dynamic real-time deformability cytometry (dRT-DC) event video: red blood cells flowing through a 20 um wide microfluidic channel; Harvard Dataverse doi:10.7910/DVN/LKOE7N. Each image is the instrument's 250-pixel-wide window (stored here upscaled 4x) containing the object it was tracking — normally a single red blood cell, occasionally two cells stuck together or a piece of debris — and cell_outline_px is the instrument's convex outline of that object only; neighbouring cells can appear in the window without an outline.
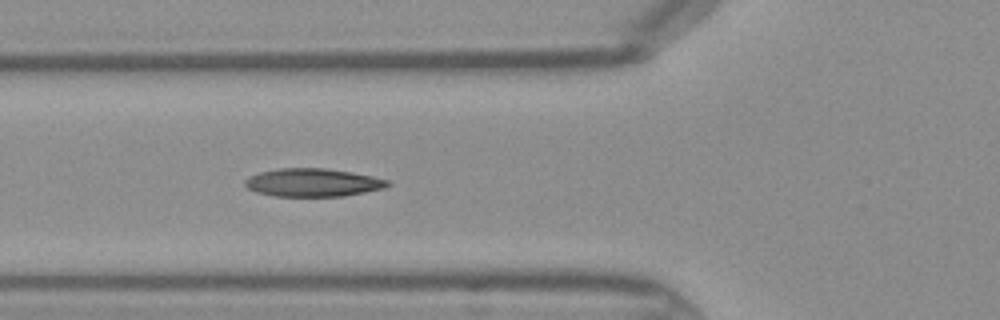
{"species": "Egyptian fruit bat (a non-hibernating species)", "species_latin": "Rousettus aegyptiacus", "temperature_condition": "warm", "stored_images_in_passage": 40, "camera_frame_rate_fps": 3000, "um_per_image_px": 0.085, "frame": {"image": 1, "passage_image": 15, "time_ms": 4.667, "image_size_px": [1000, 320], "cell_outline_px": [[392, 184], [384, 188], [344, 196], [276, 196], [256, 192], [248, 188], [244, 184], [244, 180], [248, 176], [260, 172], [280, 168], [324, 168], [352, 172], [372, 176], [388, 180]], "centroid_in_image_um": [26.58, 15.51], "position_along_channel_um": 99.2, "area_um2": 23.35}}
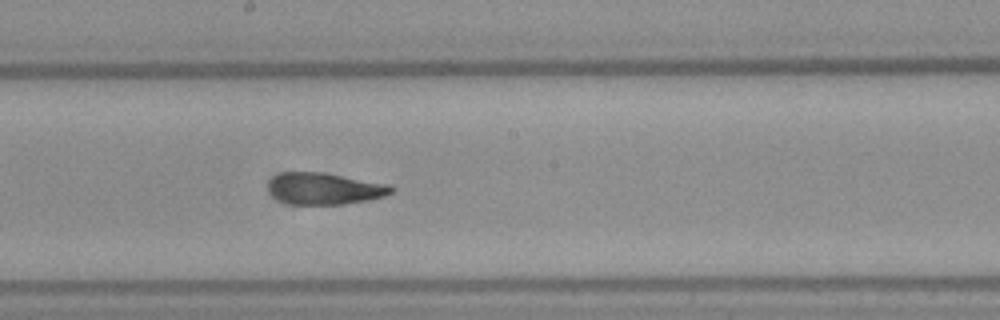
{"frame": {"image": 2, "passage_image": 23, "time_ms": 7.333, "image_size_px": [1000, 320], "cell_outline_px": [[396, 188], [392, 192], [384, 196], [368, 200], [344, 204], [288, 204], [272, 196], [268, 188], [268, 184], [280, 172], [324, 172], [388, 184]], "centroid_in_image_um": [27.6, 16.03], "position_along_channel_um": 220.6, "area_um2": 22.66}}
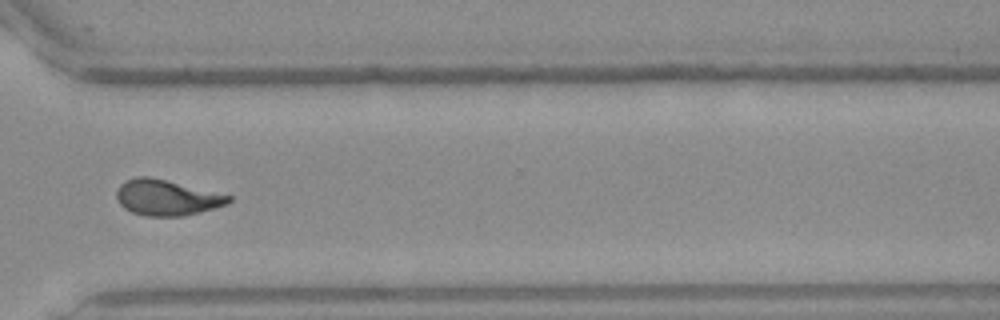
{"frame": {"image": 3, "passage_image": 32, "time_ms": 10.333, "image_size_px": [1000, 320], "cell_outline_px": [[232, 200], [228, 204], [200, 212], [184, 216], [144, 216], [132, 212], [124, 208], [120, 204], [116, 196], [116, 192], [120, 184], [124, 180], [136, 176], [148, 176], [232, 196]], "centroid_in_image_um": [14.14, 16.8], "position_along_channel_um": 356.5, "area_um2": 23.24}}